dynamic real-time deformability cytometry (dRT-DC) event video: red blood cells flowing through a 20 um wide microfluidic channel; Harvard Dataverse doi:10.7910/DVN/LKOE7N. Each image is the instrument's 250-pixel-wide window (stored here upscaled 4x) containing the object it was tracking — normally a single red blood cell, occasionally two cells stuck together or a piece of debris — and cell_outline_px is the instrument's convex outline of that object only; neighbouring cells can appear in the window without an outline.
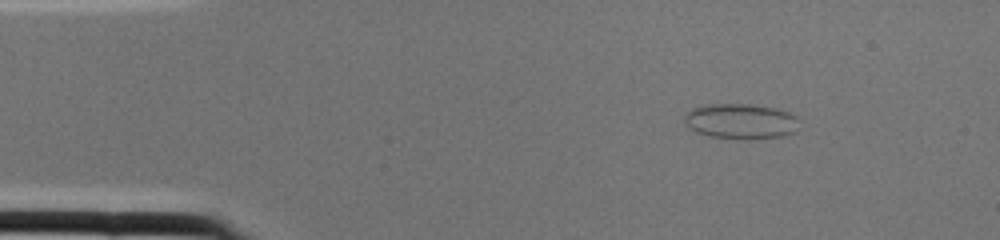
{"species": "common noctule bat (a hibernating species)", "species_latin": "Nyctalus noctula", "temperature_condition": "cold", "stored_images_in_passage": 1, "camera_frame_rate_fps": 3000, "um_per_image_px": 0.085, "animal": {"sex": "female", "body_mass_g": 22.0, "forearm_length_mm": 56.7}, "frame": {"image": 1, "passage_image": 1, "time_ms": 0.0, "image_size_px": [1000, 240], "cell_outline_px": [[800, 120], [796, 132], [784, 136], [708, 136], [696, 132], [688, 128], [684, 124], [684, 116], [692, 108], [708, 104], [748, 104], [776, 108], [788, 112], [796, 116]], "centroid_in_image_um": [62.95, 10.26], "position_along_channel_um": 22.0, "area_um2": 22.95}}